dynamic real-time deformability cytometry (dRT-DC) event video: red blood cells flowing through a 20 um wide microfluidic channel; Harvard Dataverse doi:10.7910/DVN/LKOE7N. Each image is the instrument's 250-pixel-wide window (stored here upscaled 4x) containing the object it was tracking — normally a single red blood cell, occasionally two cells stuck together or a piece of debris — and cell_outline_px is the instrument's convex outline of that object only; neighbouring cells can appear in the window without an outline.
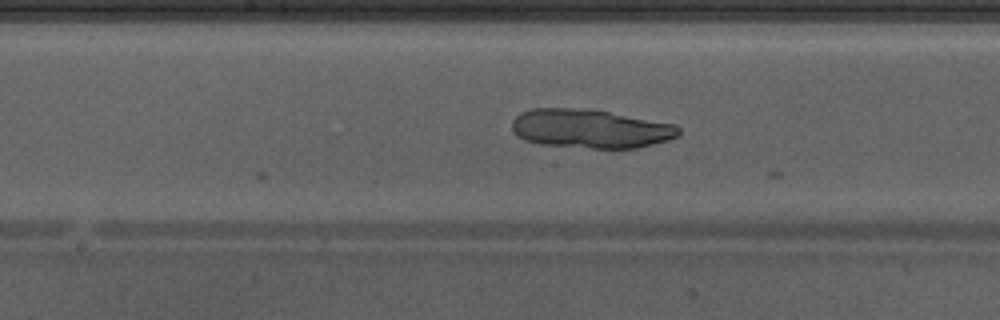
{"species": "Egyptian fruit bat (a non-hibernating species)", "species_latin": "Rousettus aegyptiacus", "temperature_condition": "warm", "stored_images_in_passage": 42, "camera_frame_rate_fps": 3000, "um_per_image_px": 0.085, "animal": {"sex": "male"}, "frame": {"image": 1, "passage_image": 19, "time_ms": 6.0, "image_size_px": [1000, 320], "cell_outline_px": [[680, 132], [676, 136], [668, 140], [636, 148], [592, 148], [540, 144], [524, 140], [512, 128], [512, 120], [520, 112], [532, 108], [592, 108], [676, 124], [680, 128]], "centroid_in_image_um": [50.19, 10.92], "position_along_channel_um": 198.0, "area_um2": 37.97}}